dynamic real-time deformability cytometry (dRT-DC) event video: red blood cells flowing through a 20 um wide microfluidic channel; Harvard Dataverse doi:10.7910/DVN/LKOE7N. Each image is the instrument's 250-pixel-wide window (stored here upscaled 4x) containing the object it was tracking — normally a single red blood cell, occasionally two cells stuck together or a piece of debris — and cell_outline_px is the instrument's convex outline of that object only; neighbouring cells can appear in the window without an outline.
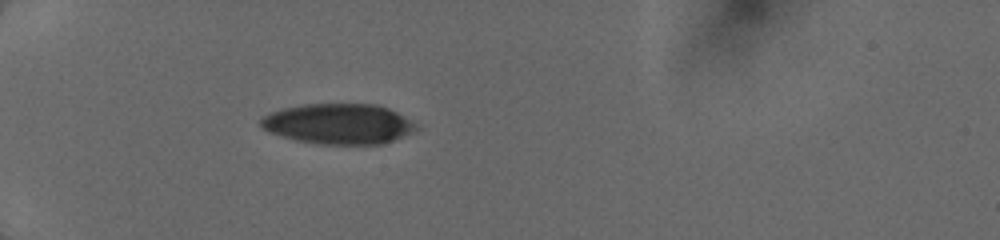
{"species": "human", "species_latin": "Homo sapiens", "temperature_condition": "cold", "stored_images_in_passage": 19, "camera_frame_rate_fps": 3000, "um_per_image_px": 0.085, "donor": {"sex": "female"}, "frame": {"image": 1, "passage_image": 1, "time_ms": 0.0, "image_size_px": [1000, 240], "cell_outline_px": [[420, 128], [416, 132], [384, 144], [316, 144], [296, 140], [280, 136], [268, 132], [260, 124], [260, 120], [264, 116], [272, 112], [284, 108], [304, 104], [376, 104], [388, 108], [412, 120]], "centroid_in_image_um": [28.83, 10.54], "position_along_channel_um": 56.2, "area_um2": 36.82}}
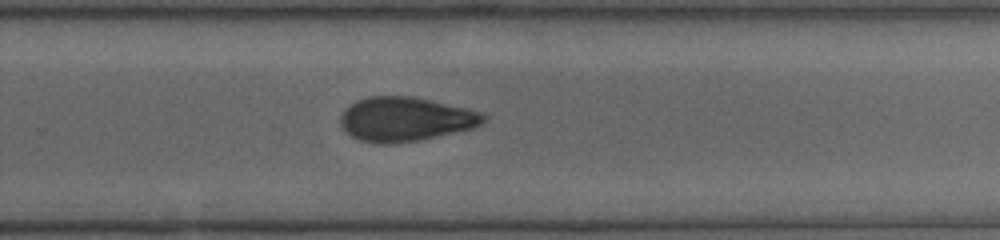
{"frame": {"image": 2, "passage_image": 10, "time_ms": 6.333, "image_size_px": [1000, 240], "cell_outline_px": [[488, 120], [476, 128], [420, 140], [388, 144], [380, 144], [360, 140], [344, 132], [340, 124], [340, 116], [356, 100], [368, 96], [416, 96], [468, 108], [480, 112], [488, 116]], "centroid_in_image_um": [34.52, 10.13], "position_along_channel_um": 295.3, "area_um2": 37.34}}
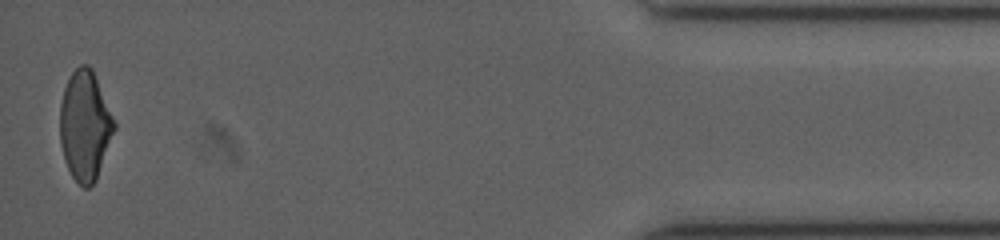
{"frame": {"image": 3, "passage_image": 19, "time_ms": 11.0, "image_size_px": [1000, 240], "cell_outline_px": [[116, 128], [96, 180], [88, 188], [84, 188], [72, 176], [64, 160], [60, 144], [60, 104], [64, 88], [72, 72], [80, 64], [88, 64], [92, 68], [116, 124]], "centroid_in_image_um": [7.22, 10.68], "position_along_channel_um": 428.0, "area_um2": 34.62}}